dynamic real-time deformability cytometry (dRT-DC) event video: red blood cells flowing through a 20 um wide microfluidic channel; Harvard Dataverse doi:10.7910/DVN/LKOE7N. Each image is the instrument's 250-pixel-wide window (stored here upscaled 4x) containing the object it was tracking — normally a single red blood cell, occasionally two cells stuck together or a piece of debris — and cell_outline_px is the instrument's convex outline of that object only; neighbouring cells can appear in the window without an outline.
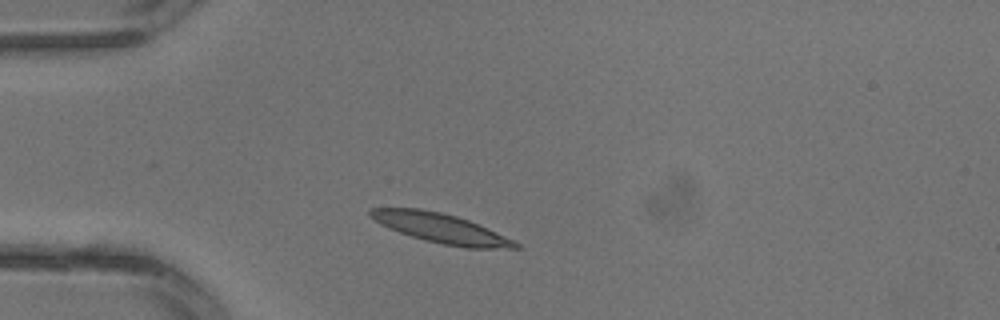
{"species": "common noctule bat (a hibernating species)", "species_latin": "Nyctalus noctula", "temperature_condition": "warm", "stored_images_in_passage": 1, "camera_frame_rate_fps": 3000, "um_per_image_px": 0.085, "animal": {"sex": "male", "body_mass_g": 13.3}, "frame": {"image": 1, "passage_image": 1, "time_ms": 0.0, "image_size_px": [1000, 320], "cell_outline_px": [[524, 248], [464, 248], [424, 240], [388, 228], [380, 224], [368, 212], [372, 208], [420, 208], [440, 212], [456, 216], [468, 220], [488, 228], [520, 244]], "centroid_in_image_um": [37.49, 19.4], "position_along_channel_um": 47.5, "area_um2": 24.62}}